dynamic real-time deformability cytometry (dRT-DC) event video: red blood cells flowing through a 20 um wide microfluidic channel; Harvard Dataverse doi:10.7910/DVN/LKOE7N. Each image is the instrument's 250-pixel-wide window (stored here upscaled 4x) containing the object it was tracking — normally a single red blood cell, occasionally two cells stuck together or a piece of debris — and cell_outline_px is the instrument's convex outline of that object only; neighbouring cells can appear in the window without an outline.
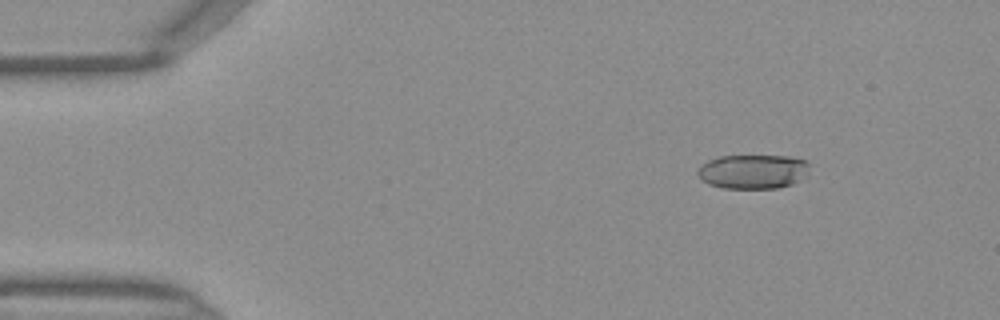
{"species": "Egyptian fruit bat (a non-hibernating species)", "species_latin": "Rousettus aegyptiacus", "temperature_condition": "warm", "stored_images_in_passage": 45, "camera_frame_rate_fps": 3000, "um_per_image_px": 0.085, "frame": {"image": 1, "passage_image": 4, "time_ms": 1.0, "image_size_px": [1000, 320], "cell_outline_px": [[808, 164], [804, 172], [792, 184], [776, 188], [724, 188], [708, 184], [696, 172], [708, 160], [720, 156], [788, 156], [804, 160]], "centroid_in_image_um": [63.94, 14.58], "position_along_channel_um": 21.1, "area_um2": 21.68}}
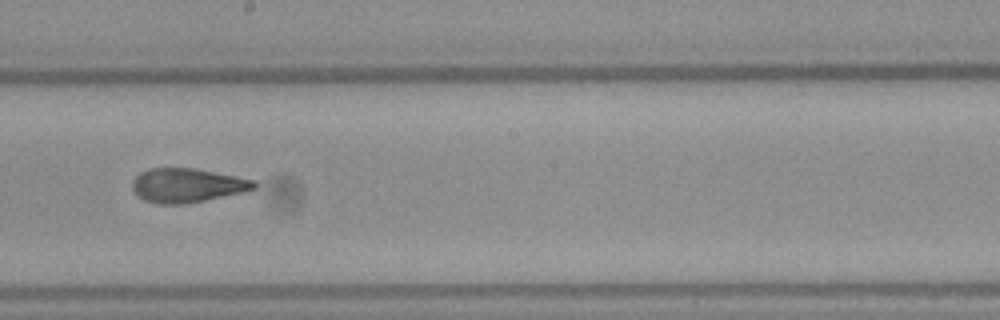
{"frame": {"image": 2, "passage_image": 24, "time_ms": 7.667, "image_size_px": [1000, 320], "cell_outline_px": [[256, 188], [244, 192], [184, 204], [156, 204], [144, 200], [132, 188], [132, 180], [140, 172], [148, 168], [196, 168], [256, 180]], "centroid_in_image_um": [15.91, 15.74], "position_along_channel_um": 232.3, "area_um2": 24.22}}
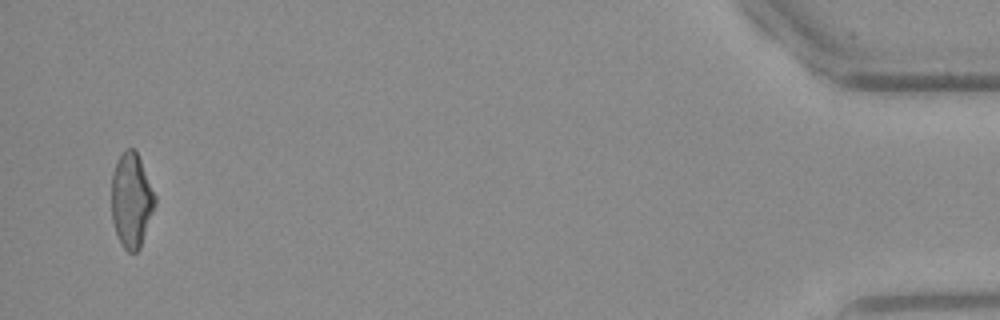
{"frame": {"image": 3, "passage_image": 43, "time_ms": 14.0, "image_size_px": [1000, 320], "cell_outline_px": [[156, 204], [140, 248], [136, 252], [128, 252], [124, 248], [116, 232], [112, 220], [112, 172], [120, 156], [128, 148], [136, 148], [156, 196]], "centroid_in_image_um": [11.19, 17.01], "position_along_channel_um": 424.0, "area_um2": 23.87}}